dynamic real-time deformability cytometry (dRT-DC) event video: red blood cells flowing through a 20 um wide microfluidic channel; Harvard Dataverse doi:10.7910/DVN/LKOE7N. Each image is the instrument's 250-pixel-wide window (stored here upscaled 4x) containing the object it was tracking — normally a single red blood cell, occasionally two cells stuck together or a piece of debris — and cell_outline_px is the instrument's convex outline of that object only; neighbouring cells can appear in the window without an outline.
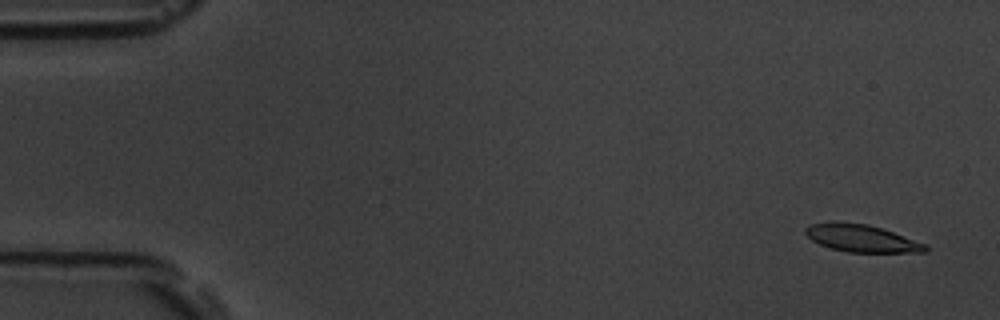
{"species": "common noctule bat (a hibernating species)", "species_latin": "Nyctalus noctula", "temperature_condition": "room temperature", "stored_images_in_passage": 56, "camera_frame_rate_fps": 3000, "um_per_image_px": 0.085, "animal": {"sex": "male", "body_mass_g": 19.5, "forearm_length_mm": 54.6}, "frame": {"image": 1, "passage_image": 3, "time_ms": 0.667, "image_size_px": [1000, 320], "cell_outline_px": [[928, 252], [848, 252], [832, 248], [820, 244], [812, 240], [804, 232], [804, 228], [812, 224], [832, 220], [836, 220], [868, 224], [928, 244]], "centroid_in_image_um": [73.22, 20.23], "position_along_channel_um": 11.8, "area_um2": 19.25}}
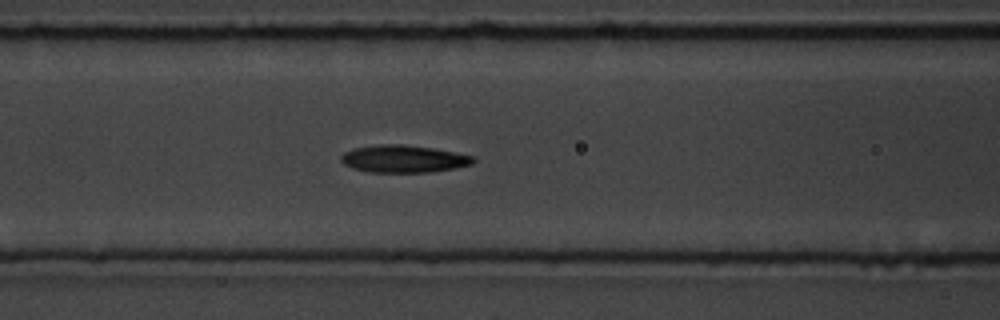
{"frame": {"image": 2, "passage_image": 23, "time_ms": 7.333, "image_size_px": [1000, 320], "cell_outline_px": [[476, 160], [472, 164], [432, 172], [368, 172], [352, 168], [344, 164], [340, 160], [340, 156], [344, 152], [352, 148], [380, 144], [400, 144], [432, 148], [476, 156]], "centroid_in_image_um": [34.28, 13.5], "position_along_channel_um": 132.3, "area_um2": 21.15}}
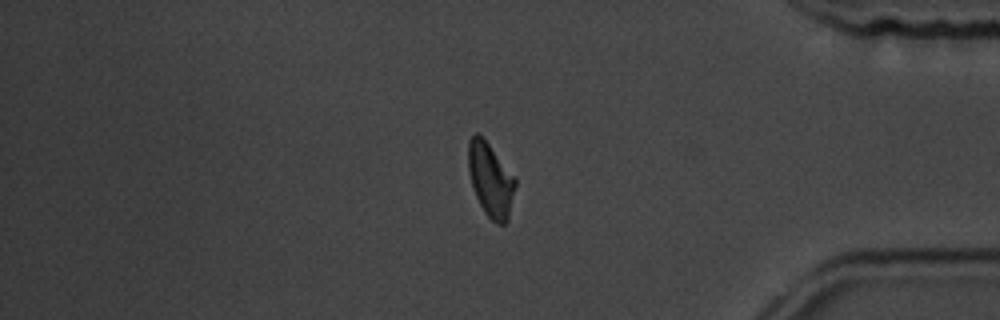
{"frame": {"image": 3, "passage_image": 46, "time_ms": 15.0, "image_size_px": [1000, 320], "cell_outline_px": [[516, 188], [508, 220], [504, 224], [496, 224], [484, 212], [472, 188], [468, 172], [468, 140], [476, 132], [488, 144], [516, 176]], "centroid_in_image_um": [41.71, 15.31], "position_along_channel_um": 393.5, "area_um2": 20.4}, "authors_computed_cell_mechanics": {"area_um2": 20.0277, "velocity_mm_per_s": 3.7546, "shape_relaxation_time_tau1_ms": 2.8518, "shape_relaxation_time_tau2_ms": 2.8728, "deformation_change_tau1": 0.1189, "deformation_change_tau2": 0.1066}}